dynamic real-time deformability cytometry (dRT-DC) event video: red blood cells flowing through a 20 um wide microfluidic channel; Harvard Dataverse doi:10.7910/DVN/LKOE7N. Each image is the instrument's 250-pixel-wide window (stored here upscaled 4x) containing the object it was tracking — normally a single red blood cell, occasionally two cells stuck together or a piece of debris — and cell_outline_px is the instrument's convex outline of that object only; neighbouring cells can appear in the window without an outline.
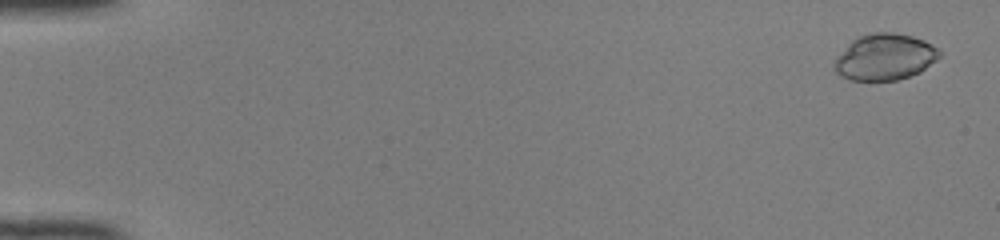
{"species": "common noctule bat (a hibernating species)", "species_latin": "Nyctalus noctula", "temperature_condition": "room temperature", "stored_images_in_passage": 50, "camera_frame_rate_fps": 3000, "um_per_image_px": 0.085, "animal": {"sex": "female", "body_mass_g": 22.0, "forearm_length_mm": 56.7}, "frame": {"image": 1, "passage_image": 2, "time_ms": 0.333, "image_size_px": [1000, 240], "cell_outline_px": [[940, 56], [936, 60], [920, 72], [896, 80], [852, 80], [840, 76], [836, 72], [836, 56], [852, 40], [868, 32], [892, 32], [912, 36], [924, 40], [936, 48], [940, 52]], "centroid_in_image_um": [75.2, 4.83], "position_along_channel_um": 9.8, "area_um2": 28.09}}
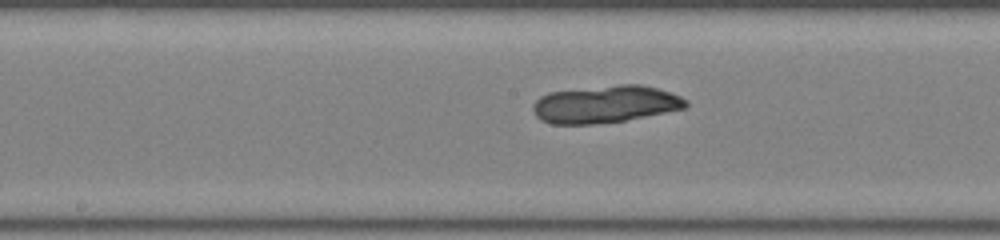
{"frame": {"image": 2, "passage_image": 27, "time_ms": 8.667, "image_size_px": [1000, 240], "cell_outline_px": [[688, 104], [684, 108], [624, 120], [592, 124], [552, 124], [540, 120], [536, 116], [532, 108], [532, 104], [540, 96], [548, 92], [620, 84], [640, 84], [656, 88], [680, 96], [688, 100]], "centroid_in_image_um": [51.4, 8.85], "position_along_channel_um": 196.8, "area_um2": 33.06}}
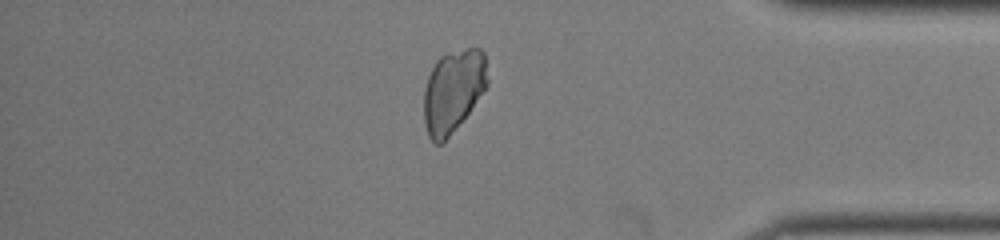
{"frame": {"image": 3, "passage_image": 43, "time_ms": 14.0, "image_size_px": [1000, 240], "cell_outline_px": [[488, 84], [468, 112], [448, 136], [440, 144], [436, 144], [428, 136], [424, 120], [424, 88], [428, 76], [436, 60], [440, 56], [468, 48], [480, 48], [484, 52], [488, 80]], "centroid_in_image_um": [38.5, 7.7], "position_along_channel_um": 396.7, "area_um2": 30.11}}